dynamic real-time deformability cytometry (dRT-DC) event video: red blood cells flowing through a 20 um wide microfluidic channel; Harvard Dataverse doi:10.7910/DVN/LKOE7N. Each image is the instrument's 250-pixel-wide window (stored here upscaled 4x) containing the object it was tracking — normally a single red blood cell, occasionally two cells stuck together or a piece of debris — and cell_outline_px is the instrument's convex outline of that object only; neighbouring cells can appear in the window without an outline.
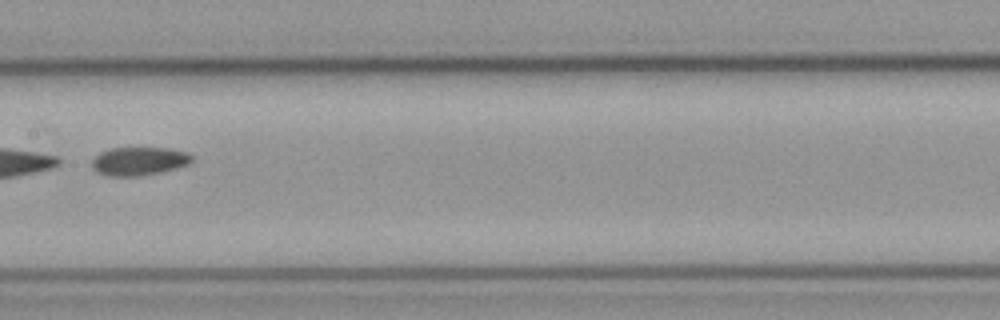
{"species": "common noctule bat (a hibernating species)", "species_latin": "Nyctalus noctula", "temperature_condition": "cold", "stored_images_in_passage": 4, "camera_frame_rate_fps": 3000, "um_per_image_px": 0.085, "animal": {"sex": "male", "body_mass_g": 23.1, "forearm_length_mm": 52.7}, "frame": {"image": 1, "passage_image": 4, "time_ms": 1.0, "image_size_px": [1000, 320], "cell_outline_px": [[192, 160], [188, 164], [176, 168], [160, 172], [136, 176], [108, 176], [96, 172], [92, 168], [92, 160], [100, 152], [112, 148], [168, 148], [188, 152], [192, 156]], "centroid_in_image_um": [11.8, 13.7], "position_along_channel_um": 195.6, "area_um2": 16.47}}